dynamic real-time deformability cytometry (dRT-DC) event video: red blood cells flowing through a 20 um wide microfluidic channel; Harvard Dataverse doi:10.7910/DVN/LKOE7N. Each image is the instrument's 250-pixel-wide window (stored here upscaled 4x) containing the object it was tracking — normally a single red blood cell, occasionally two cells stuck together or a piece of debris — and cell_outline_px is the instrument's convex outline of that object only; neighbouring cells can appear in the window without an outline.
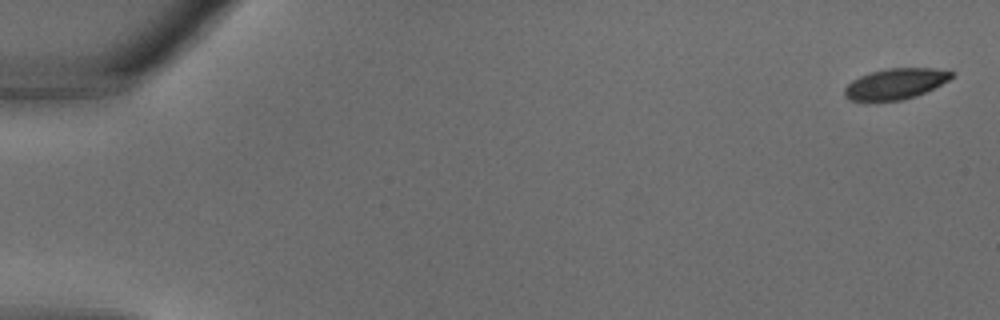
{"species": "common noctule bat (a hibernating species)", "species_latin": "Nyctalus noctula", "temperature_condition": "warm", "stored_images_in_passage": 34, "camera_frame_rate_fps": 3000, "um_per_image_px": 0.085, "animal": {"sex": "male", "body_mass_g": 18.8}, "frame": {"image": 1, "passage_image": 1, "time_ms": 0.0, "image_size_px": [1000, 320], "cell_outline_px": [[952, 76], [948, 80], [916, 96], [904, 100], [848, 100], [844, 96], [844, 88], [852, 80], [860, 76], [872, 72], [888, 68], [932, 68], [952, 72]], "centroid_in_image_um": [76.07, 7.12], "position_along_channel_um": 8.9, "area_um2": 18.79}}
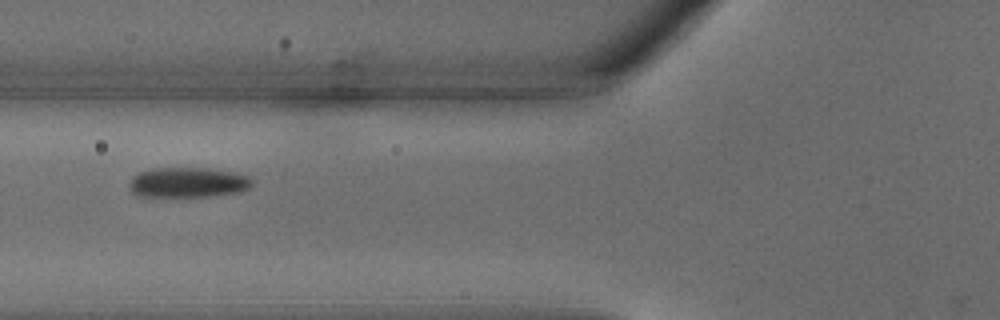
{"frame": {"image": 2, "passage_image": 14, "time_ms": 4.333, "image_size_px": [1000, 320], "cell_outline_px": [[252, 184], [248, 188], [240, 192], [208, 196], [136, 196], [132, 192], [128, 184], [132, 176], [140, 172], [152, 168], [208, 168], [232, 172], [248, 176], [252, 180]], "centroid_in_image_um": [15.94, 15.5], "position_along_channel_um": 109.9, "area_um2": 21.5}}
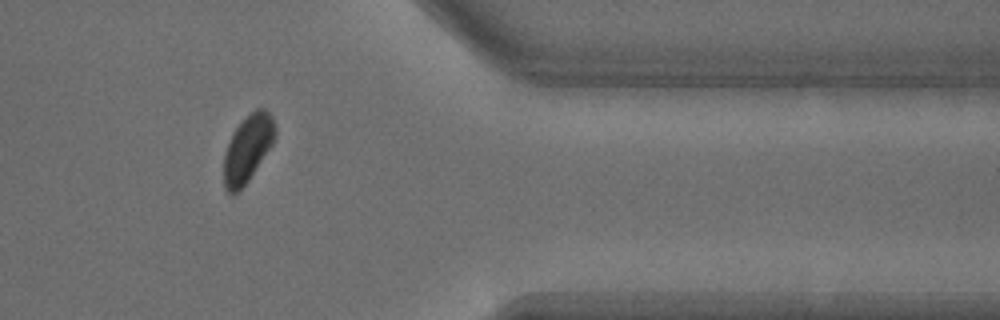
{"frame": {"image": 3, "passage_image": 29, "time_ms": 9.333, "image_size_px": [1000, 320], "cell_outline_px": [[276, 136], [272, 144], [248, 180], [236, 192], [228, 192], [224, 188], [224, 152], [236, 128], [256, 108], [264, 108], [272, 116], [276, 128]], "centroid_in_image_um": [21.07, 12.61], "position_along_channel_um": 390.3, "area_um2": 19.42}}